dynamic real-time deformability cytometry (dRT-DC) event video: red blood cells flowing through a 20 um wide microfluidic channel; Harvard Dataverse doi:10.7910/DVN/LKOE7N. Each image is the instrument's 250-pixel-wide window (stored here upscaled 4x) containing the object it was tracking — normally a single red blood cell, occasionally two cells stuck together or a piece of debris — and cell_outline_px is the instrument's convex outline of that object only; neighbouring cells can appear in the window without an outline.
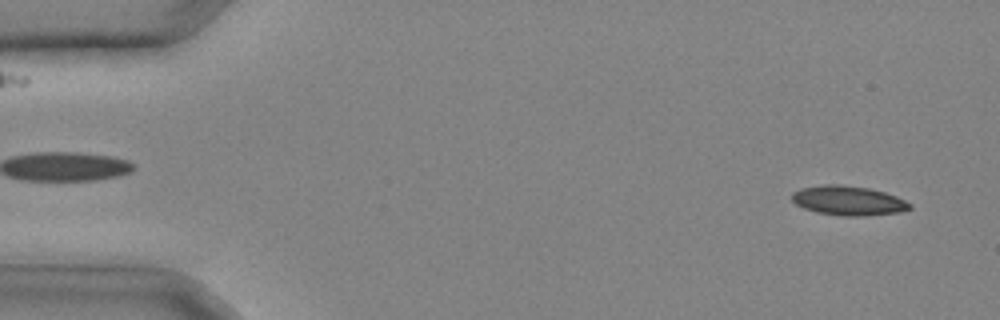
{"species": "common noctule bat (a hibernating species)", "species_latin": "Nyctalus noctula", "temperature_condition": "cold", "stored_images_in_passage": 31, "camera_frame_rate_fps": 3000, "um_per_image_px": 0.085, "animal": {"sex": "male", "body_mass_g": 20.4}, "frame": {"image": 1, "passage_image": 1, "time_ms": 0.0, "image_size_px": [1000, 320], "cell_outline_px": [[912, 208], [900, 212], [864, 216], [844, 216], [816, 212], [804, 208], [796, 204], [792, 200], [792, 192], [800, 188], [824, 184], [836, 184], [868, 188], [884, 192], [896, 196], [912, 204]], "centroid_in_image_um": [72.1, 17.05], "position_along_channel_um": 12.9, "area_um2": 20.23}}
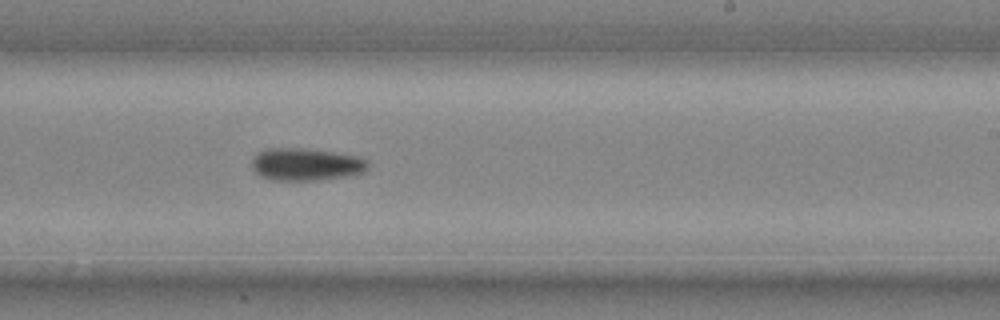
{"frame": {"image": 2, "passage_image": 19, "time_ms": 6.0, "image_size_px": [1000, 320], "cell_outline_px": [[368, 168], [364, 172], [352, 176], [320, 180], [272, 180], [260, 176], [252, 168], [252, 156], [268, 148], [300, 148], [364, 156], [368, 160]], "centroid_in_image_um": [26.06, 13.98], "position_along_channel_um": 262.9, "area_um2": 22.31}}
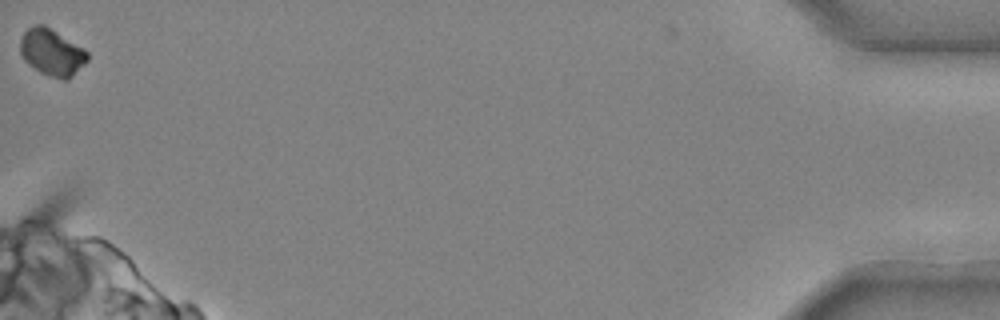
{"frame": {"image": 3, "passage_image": 31, "time_ms": 10.0, "image_size_px": [1000, 320], "cell_outline_px": [[88, 60], [68, 80], [60, 80], [48, 76], [40, 72], [28, 64], [24, 60], [20, 52], [20, 40], [24, 32], [28, 28], [36, 24], [44, 24], [84, 48], [88, 52]], "centroid_in_image_um": [4.4, 4.46], "position_along_channel_um": 430.8, "area_um2": 18.44}}